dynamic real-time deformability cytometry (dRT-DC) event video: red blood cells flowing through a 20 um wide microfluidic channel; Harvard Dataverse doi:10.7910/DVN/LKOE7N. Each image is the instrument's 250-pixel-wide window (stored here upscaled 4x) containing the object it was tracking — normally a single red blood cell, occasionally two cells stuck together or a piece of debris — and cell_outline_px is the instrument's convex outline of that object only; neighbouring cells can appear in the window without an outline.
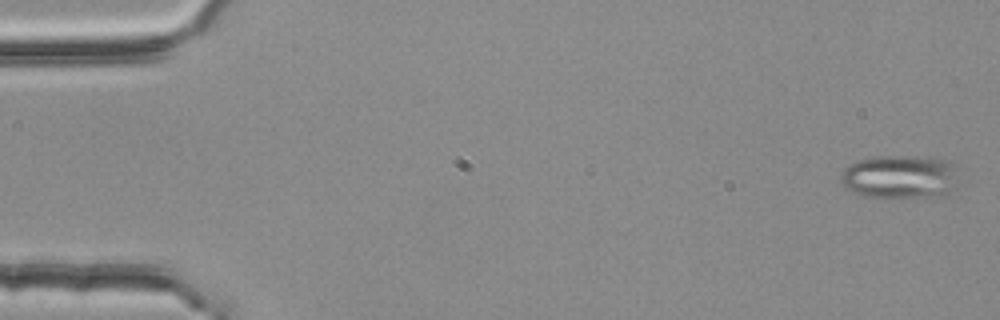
{"species": "common noctule bat (a hibernating species)", "species_latin": "Nyctalus noctula", "temperature_condition": "room temperature", "stored_images_in_passage": 56, "segment_of_instrument_passage": [1, 2], "camera_frame_rate_fps": 3000, "um_per_image_px": 0.085, "animal": {"sex": "female", "body_mass_g": 25.1}, "frame": {"image": 1, "passage_image": 2, "time_ms": 0.333, "image_size_px": [1000, 320], "cell_outline_px": [[956, 188], [944, 196], [860, 196], [844, 188], [840, 180], [840, 172], [848, 164], [860, 160], [880, 156], [916, 156], [952, 160], [956, 164]], "centroid_in_image_um": [76.5, 15.01], "position_along_channel_um": 8.5, "area_um2": 30.17}}